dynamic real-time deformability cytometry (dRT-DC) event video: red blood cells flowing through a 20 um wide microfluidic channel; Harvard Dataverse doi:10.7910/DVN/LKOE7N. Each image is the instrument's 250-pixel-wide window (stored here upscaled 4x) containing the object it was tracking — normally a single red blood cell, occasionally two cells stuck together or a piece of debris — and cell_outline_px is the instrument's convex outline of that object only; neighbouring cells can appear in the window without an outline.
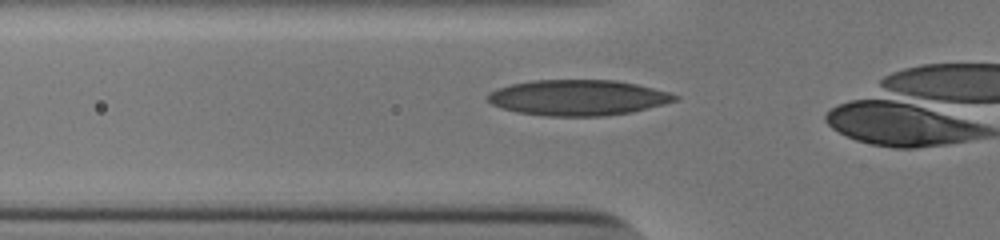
{"species": "human", "species_latin": "Homo sapiens", "temperature_condition": "cold", "stored_images_in_passage": 26, "camera_frame_rate_fps": 3000, "um_per_image_px": 0.085, "donor": {"sex": "male"}, "frame": {"image": 1, "passage_image": 5, "time_ms": 1.333, "image_size_px": [1000, 240], "cell_outline_px": [[680, 96], [676, 100], [664, 104], [632, 112], [600, 116], [548, 116], [520, 112], [504, 108], [492, 104], [488, 100], [488, 92], [496, 88], [512, 84], [532, 80], [616, 80], [636, 84], [668, 92]], "centroid_in_image_um": [49.13, 8.29], "position_along_channel_um": 76.7, "area_um2": 38.61}}
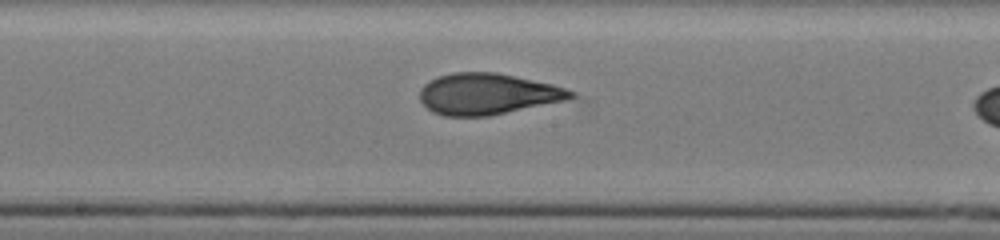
{"frame": {"image": 2, "passage_image": 15, "time_ms": 4.667, "image_size_px": [1000, 240], "cell_outline_px": [[576, 96], [564, 100], [488, 116], [444, 116], [432, 112], [420, 100], [420, 88], [424, 84], [440, 76], [452, 72], [496, 72], [552, 84], [576, 92]], "centroid_in_image_um": [41.42, 7.98], "position_along_channel_um": 206.8, "area_um2": 35.89}}
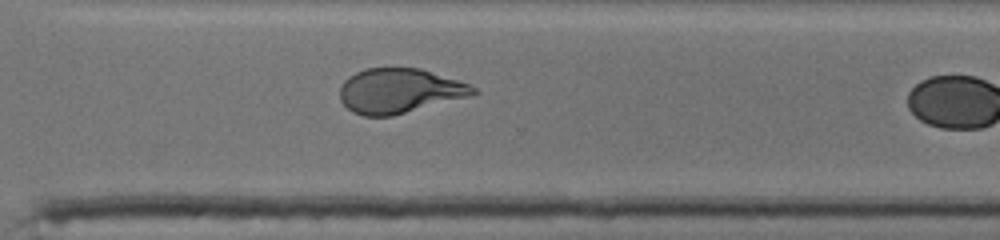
{"frame": {"image": 3, "passage_image": 25, "time_ms": 8.0, "image_size_px": [1000, 240], "cell_outline_px": [[480, 92], [472, 96], [392, 116], [364, 116], [352, 112], [340, 100], [340, 88], [344, 80], [348, 76], [364, 68], [420, 68], [468, 84], [476, 88]], "centroid_in_image_um": [33.94, 7.73], "position_along_channel_um": 336.7, "area_um2": 34.8}}